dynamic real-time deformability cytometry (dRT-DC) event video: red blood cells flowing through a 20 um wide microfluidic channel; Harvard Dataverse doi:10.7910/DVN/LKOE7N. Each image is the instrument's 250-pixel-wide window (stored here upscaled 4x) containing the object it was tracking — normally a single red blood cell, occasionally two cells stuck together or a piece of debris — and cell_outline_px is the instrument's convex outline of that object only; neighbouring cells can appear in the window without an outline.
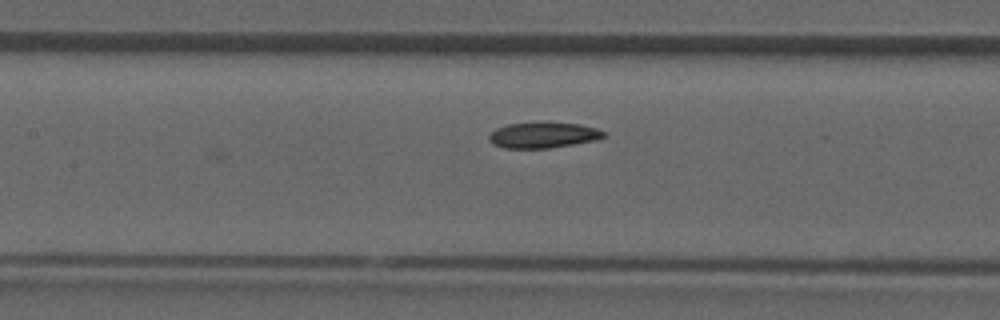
{"species": "common noctule bat (a hibernating species)", "species_latin": "Nyctalus noctula", "temperature_condition": "room temperature", "stored_images_in_passage": 13, "camera_frame_rate_fps": 3000, "um_per_image_px": 0.085, "animal": {"sex": "male", "forearm_length_mm": 52.5}, "frame": {"image": 1, "passage_image": 13, "time_ms": 4.0, "image_size_px": [1000, 320], "cell_outline_px": [[608, 136], [596, 140], [548, 148], [504, 148], [492, 144], [488, 140], [488, 136], [496, 128], [508, 124], [580, 124], [596, 128], [608, 132]], "centroid_in_image_um": [46.19, 11.51], "position_along_channel_um": 161.2, "area_um2": 16.82}}